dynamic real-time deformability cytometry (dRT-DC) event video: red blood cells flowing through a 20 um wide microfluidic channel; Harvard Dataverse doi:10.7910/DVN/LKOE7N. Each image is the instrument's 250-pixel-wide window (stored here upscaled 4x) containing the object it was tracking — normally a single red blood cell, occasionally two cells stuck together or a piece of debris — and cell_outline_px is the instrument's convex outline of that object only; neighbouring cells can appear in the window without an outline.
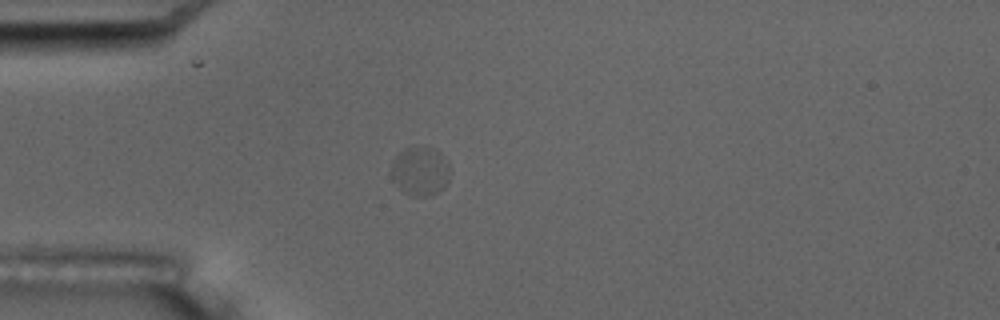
{"species": "common noctule bat (a hibernating species)", "species_latin": "Nyctalus noctula", "temperature_condition": "room temperature", "stored_images_in_passage": 6, "camera_frame_rate_fps": 3000, "um_per_image_px": 0.085, "animal": {"sex": "male", "body_mass_g": 17.5, "forearm_length_mm": 52.3}, "frame": {"image": 1, "passage_image": 6, "time_ms": 6.0, "image_size_px": [1000, 320], "cell_outline_px": [[448, 180], [436, 192], [424, 196], [416, 196], [404, 192], [392, 180], [392, 164], [396, 156], [404, 148], [428, 148], [440, 152], [448, 160]], "centroid_in_image_um": [35.7, 14.54], "position_along_channel_um": 49.3, "area_um2": 16.13}}